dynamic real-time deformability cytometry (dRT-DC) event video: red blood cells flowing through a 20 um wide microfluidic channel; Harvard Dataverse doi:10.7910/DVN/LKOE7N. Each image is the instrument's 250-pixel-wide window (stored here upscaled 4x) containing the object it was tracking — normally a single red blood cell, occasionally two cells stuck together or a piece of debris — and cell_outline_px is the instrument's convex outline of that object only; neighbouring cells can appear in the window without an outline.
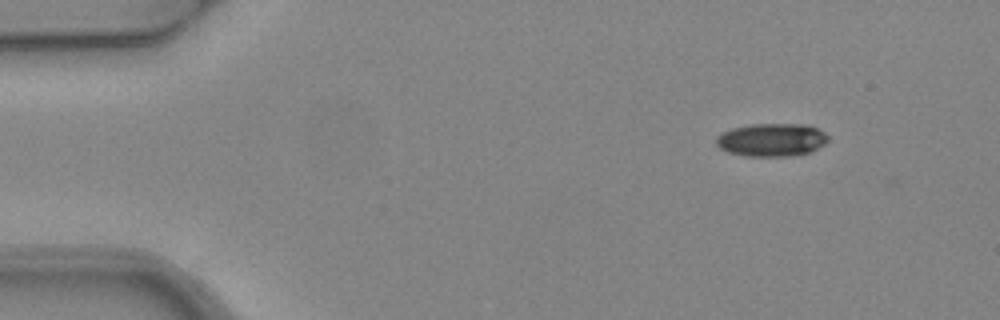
{"species": "common noctule bat (a hibernating species)", "species_latin": "Nyctalus noctula", "temperature_condition": "warm", "stored_images_in_passage": 3, "camera_frame_rate_fps": 3000, "um_per_image_px": 0.085, "animal": {"sex": "female", "body_mass_g": 24.6, "forearm_length_mm": 56.2}, "frame": {"image": 1, "passage_image": 1, "time_ms": 0.0, "image_size_px": [1000, 320], "cell_outline_px": [[828, 140], [824, 144], [808, 152], [792, 156], [744, 156], [728, 152], [720, 148], [716, 144], [716, 136], [732, 128], [752, 124], [804, 124], [816, 128], [824, 132], [828, 136]], "centroid_in_image_um": [65.57, 11.89], "position_along_channel_um": 19.4, "area_um2": 21.44}}
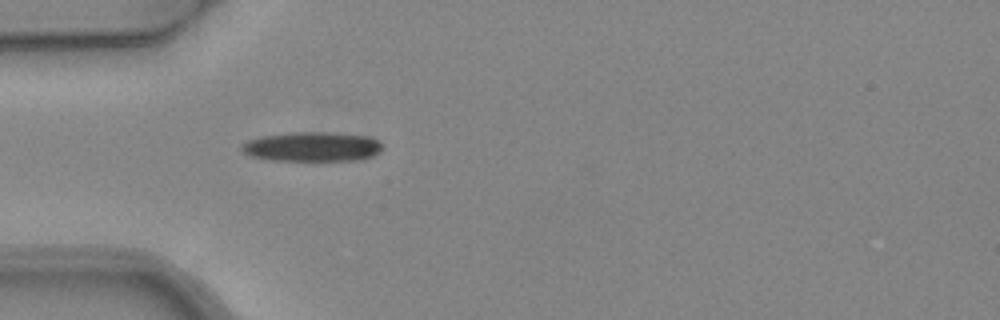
{"frame": {"image": 2, "passage_image": 3, "time_ms": 0.667, "image_size_px": [1000, 320], "cell_outline_px": [[384, 148], [380, 152], [372, 156], [356, 160], [272, 160], [252, 156], [244, 152], [240, 148], [240, 144], [248, 140], [260, 136], [288, 132], [328, 132], [368, 136], [384, 144]], "centroid_in_image_um": [26.54, 12.46], "position_along_channel_um": 58.5, "area_um2": 24.33}}